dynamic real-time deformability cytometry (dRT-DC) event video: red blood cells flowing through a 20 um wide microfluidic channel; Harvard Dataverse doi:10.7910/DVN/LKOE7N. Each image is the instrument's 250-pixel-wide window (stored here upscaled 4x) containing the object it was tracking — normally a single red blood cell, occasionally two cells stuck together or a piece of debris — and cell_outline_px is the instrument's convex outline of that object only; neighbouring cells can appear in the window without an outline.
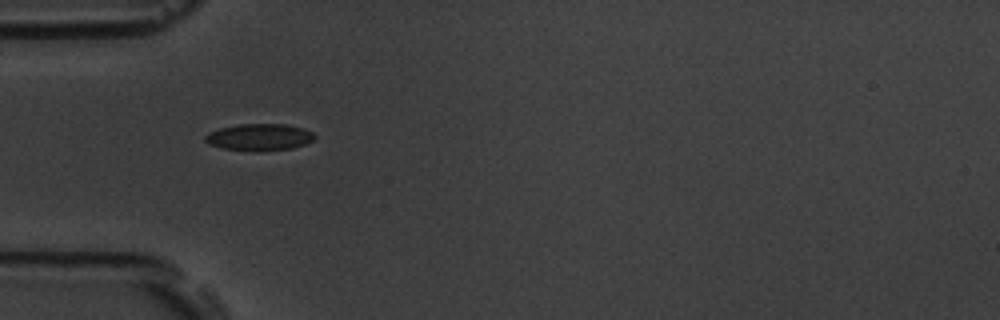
{"species": "common noctule bat (a hibernating species)", "species_latin": "Nyctalus noctula", "temperature_condition": "room temperature", "stored_images_in_passage": 40, "camera_frame_rate_fps": 3000, "um_per_image_px": 0.085, "animal": {"sex": "male", "body_mass_g": 19.5, "forearm_length_mm": 54.6}, "frame": {"image": 1, "passage_image": 1, "time_ms": 0.0, "image_size_px": [1000, 320], "cell_outline_px": [[316, 136], [312, 140], [304, 144], [292, 148], [220, 148], [208, 144], [204, 140], [204, 136], [208, 132], [220, 128], [240, 124], [284, 124], [304, 128], [312, 132]], "centroid_in_image_um": [22.02, 11.6], "position_along_channel_um": 63.0, "area_um2": 16.24}}
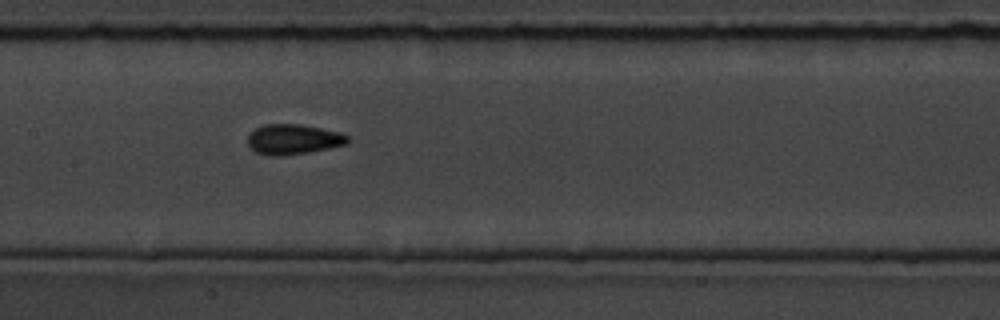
{"frame": {"image": 2, "passage_image": 11, "time_ms": 3.333, "image_size_px": [1000, 320], "cell_outline_px": [[348, 144], [308, 152], [276, 156], [272, 156], [256, 152], [248, 144], [248, 132], [264, 124], [300, 124], [340, 132], [348, 136]], "centroid_in_image_um": [24.91, 11.83], "position_along_channel_um": 182.5, "area_um2": 17.46}}
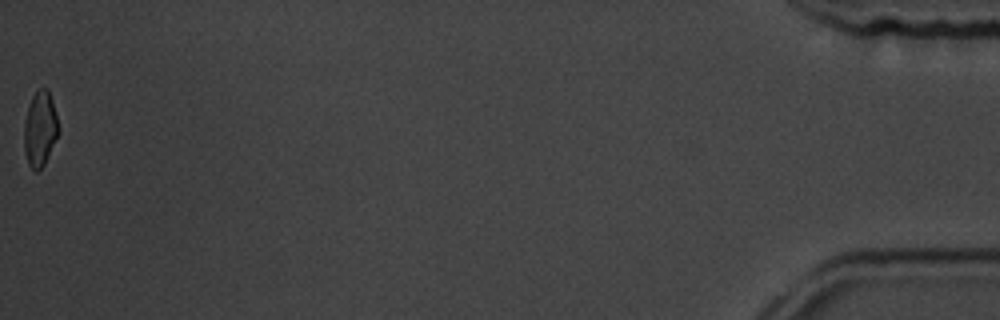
{"frame": {"image": 3, "passage_image": 40, "time_ms": 13.0, "image_size_px": [1000, 320], "cell_outline_px": [[56, 136], [44, 164], [36, 172], [28, 164], [24, 152], [24, 124], [28, 104], [32, 96], [40, 88], [48, 88], [52, 100], [56, 116]], "centroid_in_image_um": [3.35, 10.93], "position_along_channel_um": 431.8, "area_um2": 14.57}, "authors_computed_cell_mechanics": {"area_um2": 16.3285, "velocity_mm_per_s": 3.6357, "shape_relaxation_time_tau1_ms": 3.703, "shape_relaxation_time_tau2_ms": 1.6244, "deformation_change_tau1": 0.1117, "deformation_change_tau2": 0.0749}}